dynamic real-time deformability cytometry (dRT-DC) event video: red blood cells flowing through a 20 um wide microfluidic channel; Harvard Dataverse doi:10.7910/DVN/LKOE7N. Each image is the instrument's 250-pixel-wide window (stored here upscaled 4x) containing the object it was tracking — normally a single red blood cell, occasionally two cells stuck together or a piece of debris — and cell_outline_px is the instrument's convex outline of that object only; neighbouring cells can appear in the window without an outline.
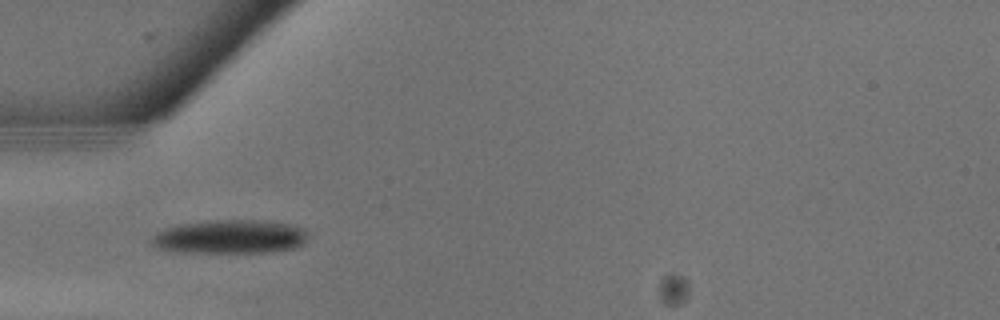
{"species": "common noctule bat (a hibernating species)", "species_latin": "Nyctalus noctula", "temperature_condition": "warm", "stored_images_in_passage": 7, "camera_frame_rate_fps": 3000, "um_per_image_px": 0.085, "animal": {"sex": "male", "body_mass_g": 13.3}, "frame": {"image": 1, "passage_image": 4, "time_ms": 1.0, "image_size_px": [1000, 320], "cell_outline_px": [[308, 236], [304, 244], [296, 248], [272, 252], [180, 252], [156, 248], [148, 244], [148, 240], [156, 232], [164, 228], [180, 224], [212, 220], [260, 220], [288, 224], [304, 228], [308, 232]], "centroid_in_image_um": [19.52, 20.13], "position_along_channel_um": 65.5, "area_um2": 31.21}}
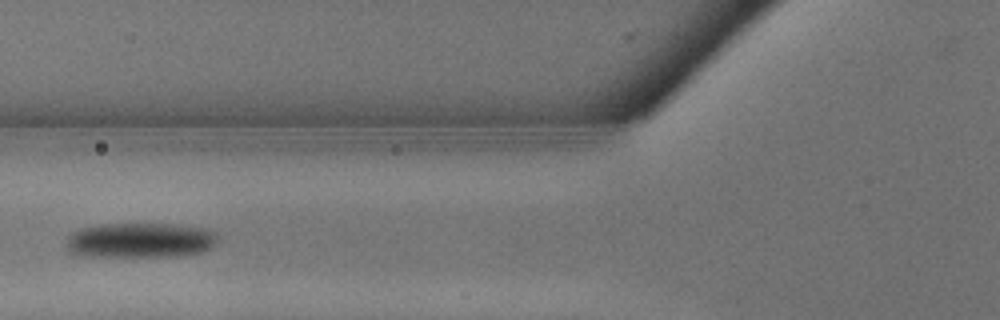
{"frame": {"image": 2, "passage_image": 6, "time_ms": 1.667, "image_size_px": [1000, 320], "cell_outline_px": [[216, 244], [212, 248], [204, 252], [180, 256], [84, 256], [68, 252], [68, 236], [72, 232], [80, 228], [96, 224], [180, 224], [208, 228], [216, 232]], "centroid_in_image_um": [11.97, 20.41], "position_along_channel_um": 113.8, "area_um2": 31.39}}